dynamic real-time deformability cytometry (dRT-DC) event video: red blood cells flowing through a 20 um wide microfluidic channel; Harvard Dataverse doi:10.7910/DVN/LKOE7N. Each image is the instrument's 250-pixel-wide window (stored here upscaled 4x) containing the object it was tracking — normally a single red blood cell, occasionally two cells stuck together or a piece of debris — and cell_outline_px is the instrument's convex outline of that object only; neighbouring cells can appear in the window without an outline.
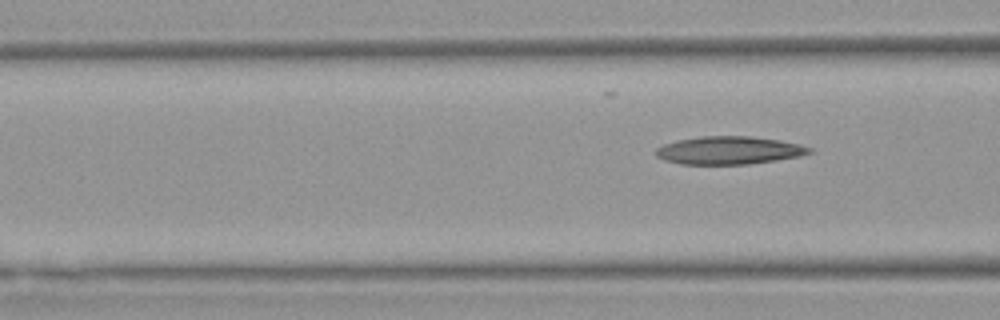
{"species": "Egyptian fruit bat (a non-hibernating species)", "species_latin": "Rousettus aegyptiacus", "temperature_condition": "warm", "stored_images_in_passage": 6, "segment_of_instrument_passage": [2, 2], "camera_frame_rate_fps": 3000, "um_per_image_px": 0.085, "animal": {"sex": "female"}, "frame": {"image": 1, "passage_image": 6, "time_ms": 1.667, "image_size_px": [1000, 320], "cell_outline_px": [[812, 152], [800, 156], [776, 160], [748, 164], [680, 164], [664, 160], [656, 156], [656, 148], [664, 144], [680, 140], [700, 136], [752, 136], [780, 140], [800, 144], [812, 148]], "centroid_in_image_um": [61.98, 12.78], "position_along_channel_um": 104.6, "area_um2": 24.97}}